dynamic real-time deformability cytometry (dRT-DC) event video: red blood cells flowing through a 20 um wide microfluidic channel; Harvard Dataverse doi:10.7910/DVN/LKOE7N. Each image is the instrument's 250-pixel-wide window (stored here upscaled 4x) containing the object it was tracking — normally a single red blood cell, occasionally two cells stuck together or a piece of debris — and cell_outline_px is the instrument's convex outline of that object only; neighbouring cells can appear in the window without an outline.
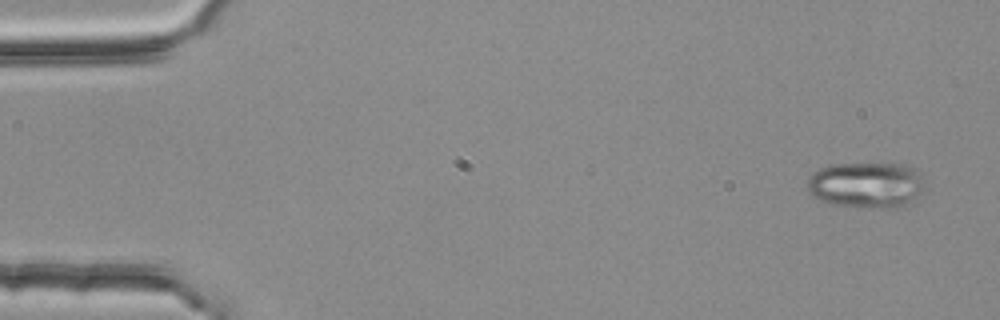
{"species": "common noctule bat (a hibernating species)", "species_latin": "Nyctalus noctula", "temperature_condition": "room temperature", "stored_images_in_passage": 4, "camera_frame_rate_fps": 3000, "um_per_image_px": 0.085, "animal": {"sex": "female", "body_mass_g": 25.1}, "frame": {"image": 1, "passage_image": 4, "time_ms": 1.0, "image_size_px": [1000, 320], "cell_outline_px": [[924, 192], [912, 200], [896, 208], [884, 208], [836, 204], [820, 200], [812, 196], [808, 192], [804, 184], [804, 180], [808, 176], [820, 168], [832, 164], [904, 164], [916, 168], [920, 176], [924, 188]], "centroid_in_image_um": [73.59, 15.7], "position_along_channel_um": 11.4, "area_um2": 31.5}}